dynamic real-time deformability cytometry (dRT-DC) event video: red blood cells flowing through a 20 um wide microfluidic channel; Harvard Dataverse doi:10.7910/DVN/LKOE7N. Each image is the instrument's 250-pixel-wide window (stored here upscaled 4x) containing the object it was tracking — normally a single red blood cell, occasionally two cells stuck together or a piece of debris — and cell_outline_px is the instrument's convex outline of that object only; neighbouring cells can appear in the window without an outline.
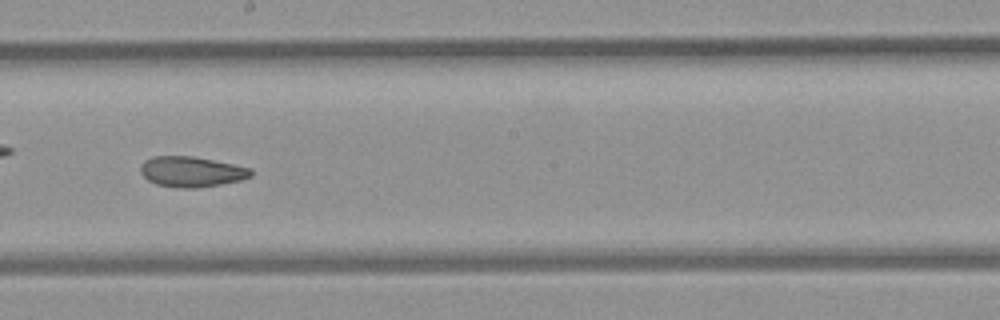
{"species": "common noctule bat (a hibernating species)", "species_latin": "Nyctalus noctula", "temperature_condition": "room temperature", "stored_images_in_passage": 43, "camera_frame_rate_fps": 3000, "um_per_image_px": 0.085, "animal": {"sex": "female", "body_mass_g": 21.9}, "frame": {"image": 1, "passage_image": 19, "time_ms": 6.0, "image_size_px": [1000, 320], "cell_outline_px": [[252, 176], [240, 180], [220, 184], [196, 188], [184, 188], [156, 184], [148, 180], [140, 172], [140, 164], [144, 160], [152, 156], [192, 156], [252, 168]], "centroid_in_image_um": [16.25, 14.59], "position_along_channel_um": 232.0, "area_um2": 19.48}}
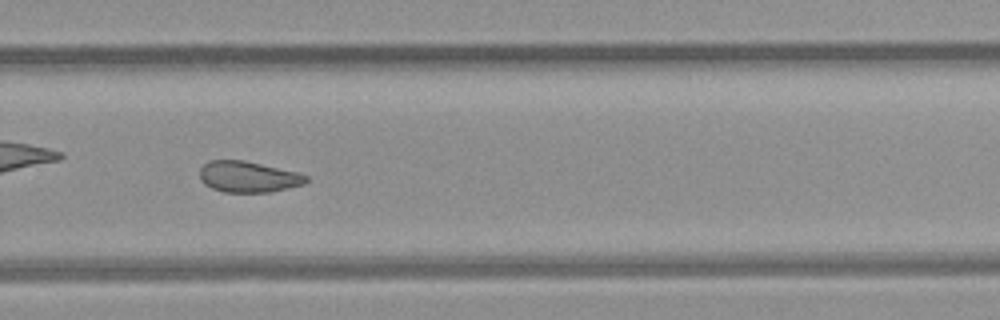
{"frame": {"image": 2, "passage_image": 25, "time_ms": 8.0, "image_size_px": [1000, 320], "cell_outline_px": [[308, 180], [304, 184], [272, 192], [224, 192], [212, 188], [204, 184], [200, 180], [200, 168], [208, 160], [244, 160], [300, 172], [308, 176]], "centroid_in_image_um": [21.12, 15.02], "position_along_channel_um": 308.7, "area_um2": 19.48}, "authors_computed_cell_mechanics": {"area_um2": 20.8658, "velocity_mm_per_s": 3.8668, "shape_relaxation_time_tau1_ms": null, "shape_relaxation_time_tau2_ms": 2.8041, "deformation_change_tau1": null, "deformation_change_tau2": 0.0887}}